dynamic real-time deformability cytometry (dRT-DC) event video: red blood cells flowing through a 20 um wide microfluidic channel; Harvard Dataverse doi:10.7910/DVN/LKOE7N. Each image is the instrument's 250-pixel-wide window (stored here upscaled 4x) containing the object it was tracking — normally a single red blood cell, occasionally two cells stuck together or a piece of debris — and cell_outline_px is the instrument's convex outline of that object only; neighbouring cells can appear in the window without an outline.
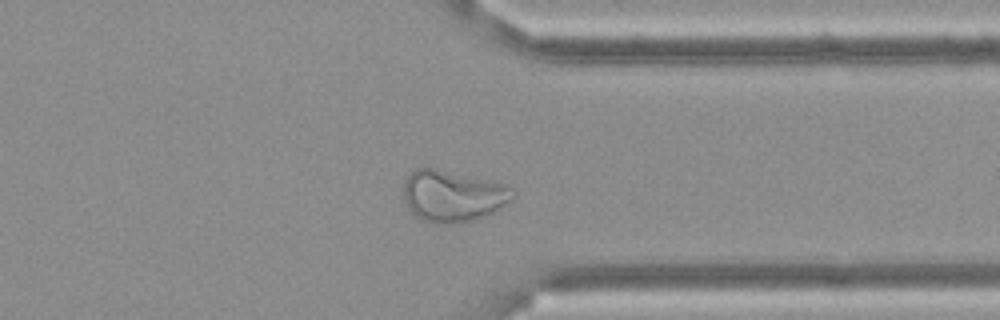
{"species": "Egyptian fruit bat (a non-hibernating species)", "species_latin": "Rousettus aegyptiacus", "temperature_condition": "cold", "stored_images_in_passage": 55, "camera_frame_rate_fps": 3000, "um_per_image_px": 0.085, "frame": {"image": 1, "passage_image": 43, "time_ms": 14.0, "image_size_px": [1000, 320], "cell_outline_px": [[516, 196], [500, 208], [484, 216], [472, 220], [452, 224], [432, 224], [416, 216], [408, 208], [404, 200], [404, 180], [416, 168], [436, 168], [508, 184], [516, 192]], "centroid_in_image_um": [38.5, 16.65], "position_along_channel_um": 372.9, "area_um2": 33.0}}
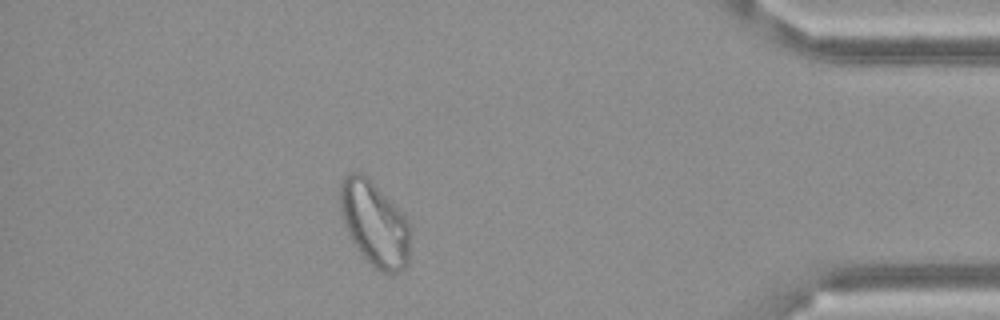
{"frame": {"image": 2, "passage_image": 49, "time_ms": 16.0, "image_size_px": [1000, 320], "cell_outline_px": [[408, 264], [404, 268], [396, 272], [384, 272], [376, 268], [356, 248], [352, 240], [344, 220], [340, 208], [340, 180], [344, 176], [352, 172], [360, 172], [408, 220]], "centroid_in_image_um": [31.8, 19.02], "position_along_channel_um": 403.4, "area_um2": 33.18}}